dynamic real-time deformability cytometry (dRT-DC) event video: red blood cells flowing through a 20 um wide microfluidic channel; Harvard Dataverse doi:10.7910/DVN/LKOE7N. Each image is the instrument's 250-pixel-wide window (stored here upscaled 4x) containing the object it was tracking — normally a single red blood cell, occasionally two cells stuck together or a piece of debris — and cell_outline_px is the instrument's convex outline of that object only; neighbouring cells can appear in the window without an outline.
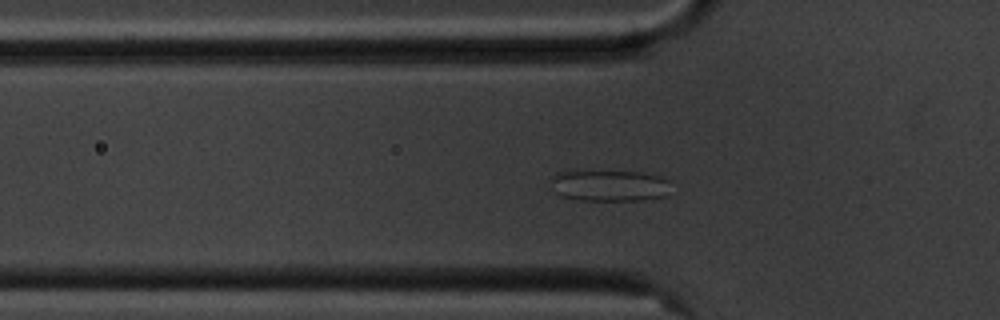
{"species": "common noctule bat (a hibernating species)", "species_latin": "Nyctalus noctula", "temperature_condition": "cold", "stored_images_in_passage": 55, "camera_frame_rate_fps": 3000, "um_per_image_px": 0.085, "animal": {"sex": "male", "body_mass_g": 20.1, "forearm_length_mm": 53.5}, "frame": {"image": 1, "passage_image": 16, "time_ms": 5.0, "image_size_px": [1000, 320], "cell_outline_px": [[668, 196], [644, 200], [580, 200], [560, 196], [556, 192], [548, 176], [556, 172], [592, 168], [640, 172], [660, 176], [668, 180]], "centroid_in_image_um": [51.73, 15.72], "position_along_channel_um": 74.1, "area_um2": 23.0}}
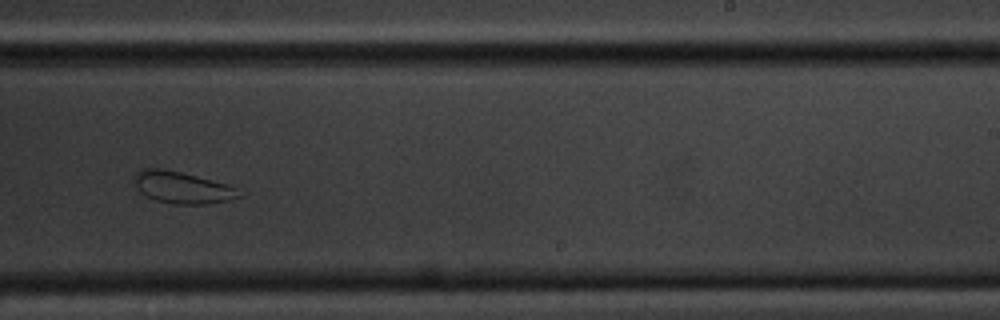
{"frame": {"image": 2, "passage_image": 33, "time_ms": 10.667, "image_size_px": [1000, 320], "cell_outline_px": [[240, 196], [232, 200], [208, 204], [172, 204], [156, 200], [140, 192], [136, 184], [136, 172], [144, 168], [160, 168], [180, 172], [228, 184]], "centroid_in_image_um": [15.47, 15.95], "position_along_channel_um": 273.5, "area_um2": 18.96}}
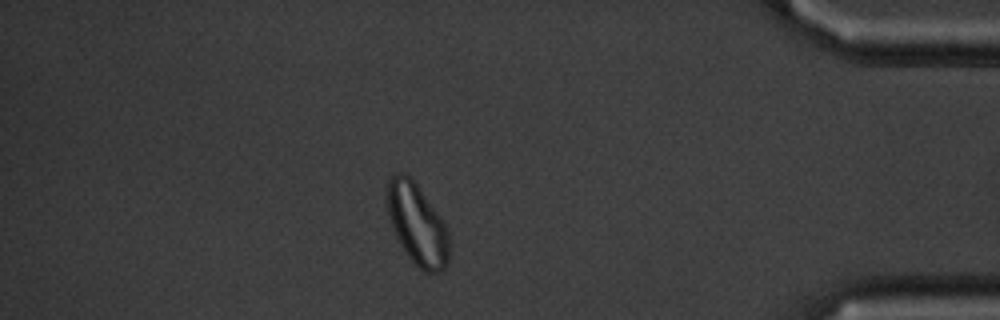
{"frame": {"image": 3, "passage_image": 47, "time_ms": 15.333, "image_size_px": [1000, 320], "cell_outline_px": [[448, 264], [440, 272], [420, 272], [408, 256], [400, 244], [396, 236], [388, 216], [384, 200], [384, 192], [388, 176], [396, 172], [404, 172], [412, 176], [440, 216], [448, 228]], "centroid_in_image_um": [35.4, 18.99], "position_along_channel_um": 399.8, "area_um2": 30.29}, "authors_computed_cell_mechanics": {"area_um2": 27.3394, "velocity_mm_per_s": 3.5126, "shape_relaxation_time_tau1_ms": null, "shape_relaxation_time_tau2_ms": 1.5372, "deformation_change_tau1": null, "deformation_change_tau2": 0.0692}}